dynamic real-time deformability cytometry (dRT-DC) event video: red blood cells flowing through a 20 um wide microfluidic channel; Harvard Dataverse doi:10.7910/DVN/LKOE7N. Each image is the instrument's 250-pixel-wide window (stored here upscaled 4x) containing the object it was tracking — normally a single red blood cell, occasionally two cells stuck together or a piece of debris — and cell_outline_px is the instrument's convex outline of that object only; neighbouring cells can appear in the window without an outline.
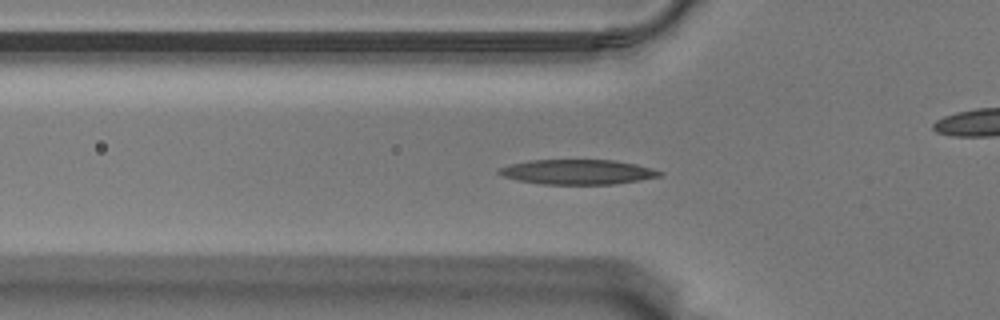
{"species": "Egyptian fruit bat (a non-hibernating species)", "species_latin": "Rousettus aegyptiacus", "temperature_condition": "warm", "stored_images_in_passage": 58, "camera_frame_rate_fps": 3000, "um_per_image_px": 0.085, "animal": {"sex": "male"}, "frame": {"image": 1, "passage_image": 19, "time_ms": 6.0, "image_size_px": [1000, 320], "cell_outline_px": [[664, 176], [616, 184], [544, 184], [516, 180], [504, 176], [496, 172], [500, 168], [512, 164], [528, 160], [612, 160], [636, 164], [652, 168], [664, 172]], "centroid_in_image_um": [49.15, 14.62], "position_along_channel_um": 76.7, "area_um2": 23.29}}
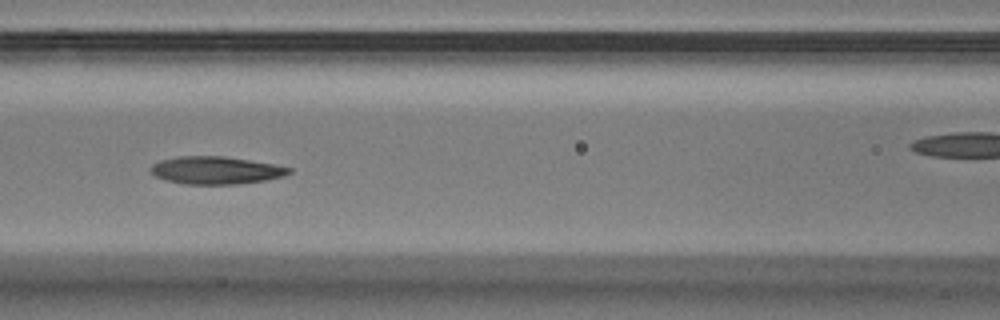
{"frame": {"image": 2, "passage_image": 25, "time_ms": 8.0, "image_size_px": [1000, 320], "cell_outline_px": [[292, 172], [284, 176], [264, 180], [236, 184], [184, 184], [164, 180], [156, 176], [148, 168], [152, 164], [160, 160], [176, 156], [224, 156], [272, 164], [292, 168]], "centroid_in_image_um": [18.3, 14.47], "position_along_channel_um": 148.3, "area_um2": 22.25}}
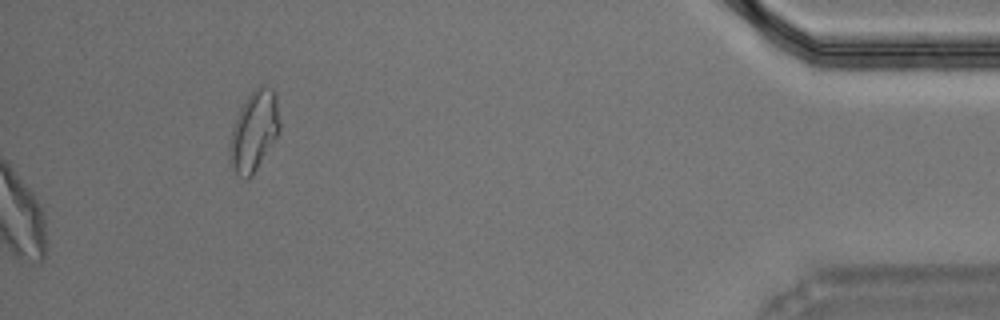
{"frame": {"image": 3, "passage_image": 58, "time_ms": 19.0, "image_size_px": [1000, 320], "cell_outline_px": [[280, 128], [276, 136], [252, 176], [248, 176], [236, 172], [228, 156], [228, 144], [232, 128], [236, 116], [240, 108], [252, 88], [260, 84], [264, 84], [272, 88], [276, 92], [280, 124]], "centroid_in_image_um": [21.59, 11.02], "position_along_channel_um": 413.6, "area_um2": 23.24}, "authors_computed_cell_mechanics": {"area_um2": 22.5998, "velocity_mm_per_s": 3.5117, "shape_relaxation_time_tau1_ms": 5.0114, "shape_relaxation_time_tau2_ms": 2.7235, "deformation_change_tau1": 0.1823, "deformation_change_tau2": 0.1051}}